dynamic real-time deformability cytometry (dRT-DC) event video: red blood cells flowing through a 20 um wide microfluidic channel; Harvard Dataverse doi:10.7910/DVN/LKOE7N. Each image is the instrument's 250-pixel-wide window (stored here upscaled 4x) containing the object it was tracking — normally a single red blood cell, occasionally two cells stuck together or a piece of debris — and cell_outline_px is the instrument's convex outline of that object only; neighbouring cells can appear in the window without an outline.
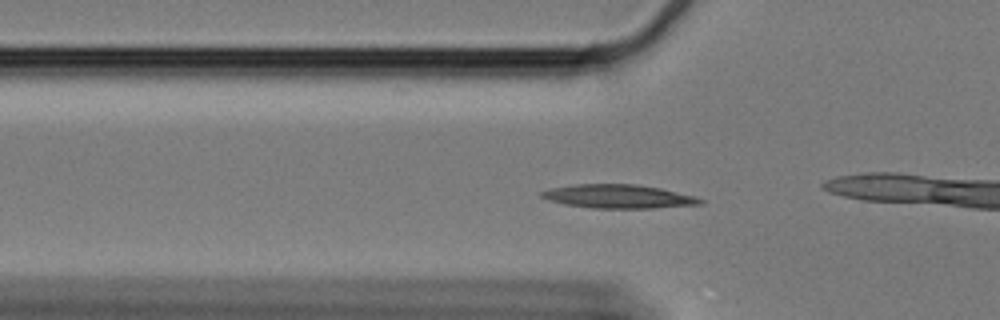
{"species": "Egyptian fruit bat (a non-hibernating species)", "species_latin": "Rousettus aegyptiacus", "temperature_condition": "cold", "stored_images_in_passage": 47, "camera_frame_rate_fps": 3000, "um_per_image_px": 0.085, "animal": {"sex": "female"}, "frame": {"image": 1, "passage_image": 5, "time_ms": 1.333, "image_size_px": [1000, 320], "cell_outline_px": [[704, 204], [656, 208], [592, 208], [564, 204], [548, 200], [540, 196], [540, 192], [552, 188], [572, 184], [636, 184], [660, 188], [692, 196], [704, 200]], "centroid_in_image_um": [52.54, 16.7], "position_along_channel_um": 73.3, "area_um2": 21.85}}
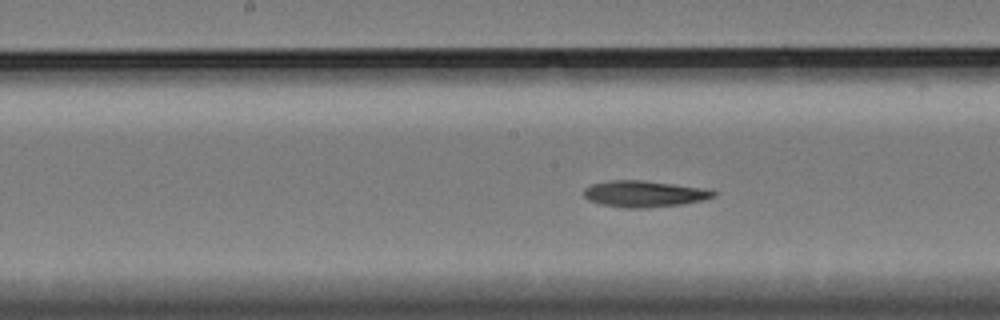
{"frame": {"image": 2, "passage_image": 16, "time_ms": 5.0, "image_size_px": [1000, 320], "cell_outline_px": [[716, 196], [704, 200], [680, 204], [648, 208], [624, 208], [600, 204], [588, 200], [584, 196], [584, 188], [592, 184], [608, 180], [644, 180], [712, 188], [716, 192]], "centroid_in_image_um": [54.81, 16.46], "position_along_channel_um": 193.4, "area_um2": 20.35}}
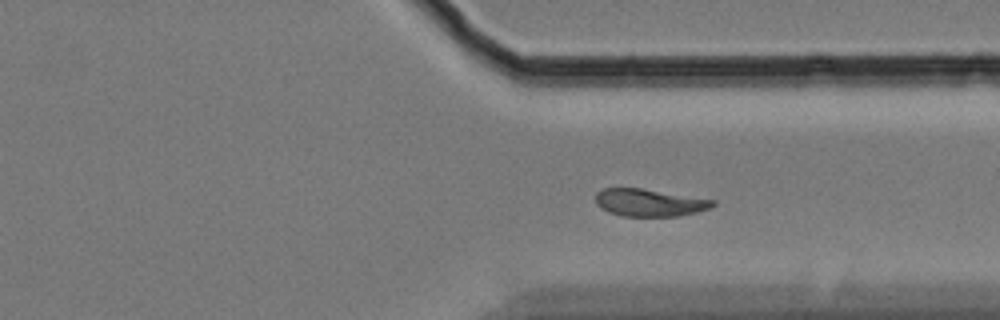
{"frame": {"image": 3, "passage_image": 31, "time_ms": 10.0, "image_size_px": [1000, 320], "cell_outline_px": [[716, 204], [712, 208], [696, 212], [676, 216], [620, 216], [608, 212], [600, 208], [596, 204], [596, 192], [600, 188], [640, 188], [716, 200]], "centroid_in_image_um": [55.18, 17.22], "position_along_channel_um": 356.2, "area_um2": 18.84}, "authors_computed_cell_mechanics": {"area_um2": 19.7676, "velocity_mm_per_s": 3.2599, "shape_relaxation_time_tau1_ms": 7.3362, "shape_relaxation_time_tau2_ms": 5.3921, "deformation_change_tau1": 0.1687, "deformation_change_tau2": 0.1006}}